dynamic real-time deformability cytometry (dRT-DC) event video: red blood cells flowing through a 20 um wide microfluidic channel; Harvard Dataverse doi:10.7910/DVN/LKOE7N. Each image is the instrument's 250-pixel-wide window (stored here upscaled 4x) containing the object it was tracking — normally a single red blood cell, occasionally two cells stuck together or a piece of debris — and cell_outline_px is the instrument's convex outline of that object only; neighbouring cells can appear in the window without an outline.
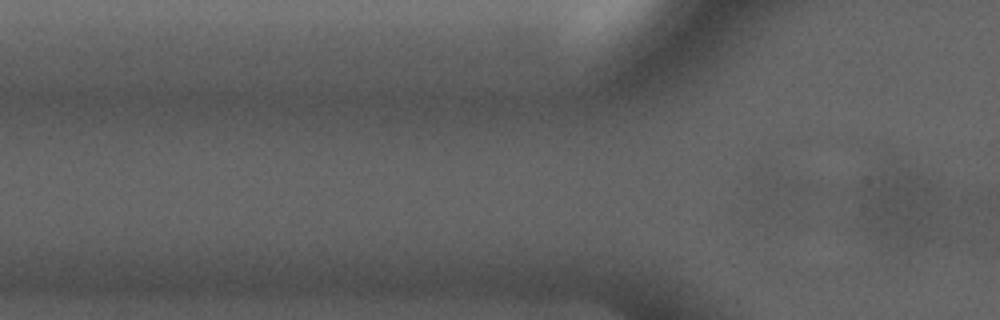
{"species": "common noctule bat (a hibernating species)", "species_latin": "Nyctalus noctula", "temperature_condition": "cold", "stored_images_in_passage": 2, "camera_frame_rate_fps": 3000, "um_per_image_px": 0.085, "animal": {"sex": "male", "forearm_length_mm": 52.5}, "frame": {"image": 1, "passage_image": 2, "time_ms": 1.333, "image_size_px": [1000, 320], "cell_outline_px": [[800, 196], [772, 216], [768, 216], [752, 212], [752, 184], [768, 168], [800, 184]], "centroid_in_image_um": [65.72, 16.4], "position_along_channel_um": 60.1, "area_um2": 11.62}}